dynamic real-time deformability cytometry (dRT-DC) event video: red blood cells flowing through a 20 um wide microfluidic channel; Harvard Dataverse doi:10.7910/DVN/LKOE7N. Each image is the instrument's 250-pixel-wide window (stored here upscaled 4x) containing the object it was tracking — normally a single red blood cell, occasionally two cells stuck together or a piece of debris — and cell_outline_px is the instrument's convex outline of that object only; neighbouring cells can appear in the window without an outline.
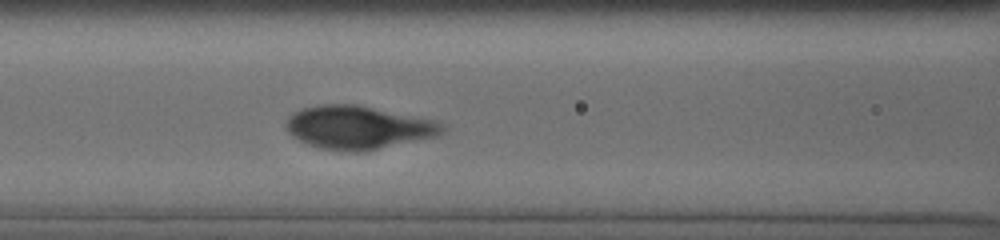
{"species": "human", "species_latin": "Homo sapiens", "temperature_condition": "cold", "stored_images_in_passage": 8, "camera_frame_rate_fps": 3000, "um_per_image_px": 0.085, "donor": {"sex": "male"}, "frame": {"image": 1, "passage_image": 8, "time_ms": 4.333, "image_size_px": [1000, 240], "cell_outline_px": [[444, 132], [440, 136], [368, 152], [348, 152], [316, 148], [292, 136], [288, 132], [284, 124], [288, 116], [292, 112], [304, 108], [320, 104], [356, 104], [436, 120], [444, 124]], "centroid_in_image_um": [30.47, 10.85], "position_along_channel_um": 136.1, "area_um2": 40.23}}